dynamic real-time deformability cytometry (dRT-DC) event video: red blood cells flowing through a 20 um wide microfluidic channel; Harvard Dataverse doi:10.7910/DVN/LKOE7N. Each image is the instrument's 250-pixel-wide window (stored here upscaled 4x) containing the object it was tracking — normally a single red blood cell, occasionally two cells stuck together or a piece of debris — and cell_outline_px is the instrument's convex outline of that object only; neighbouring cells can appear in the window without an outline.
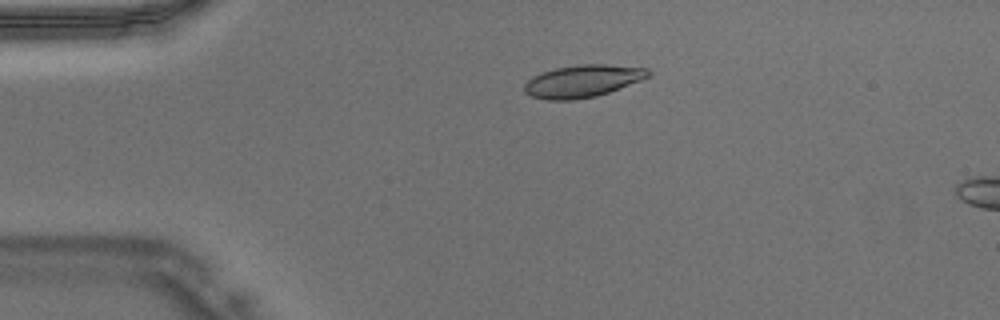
{"species": "Egyptian fruit bat (a non-hibernating species)", "species_latin": "Rousettus aegyptiacus", "temperature_condition": "warm", "stored_images_in_passage": 5, "camera_frame_rate_fps": 3000, "um_per_image_px": 0.085, "animal": {"sex": "male"}, "frame": {"image": 1, "passage_image": 1, "time_ms": 0.0, "image_size_px": [1000, 320], "cell_outline_px": [[652, 72], [648, 76], [640, 80], [608, 92], [596, 96], [572, 100], [548, 100], [532, 96], [524, 92], [524, 84], [532, 76], [540, 72], [556, 68], [576, 64], [604, 64], [648, 68]], "centroid_in_image_um": [49.49, 6.88], "position_along_channel_um": 35.5, "area_um2": 23.29}}